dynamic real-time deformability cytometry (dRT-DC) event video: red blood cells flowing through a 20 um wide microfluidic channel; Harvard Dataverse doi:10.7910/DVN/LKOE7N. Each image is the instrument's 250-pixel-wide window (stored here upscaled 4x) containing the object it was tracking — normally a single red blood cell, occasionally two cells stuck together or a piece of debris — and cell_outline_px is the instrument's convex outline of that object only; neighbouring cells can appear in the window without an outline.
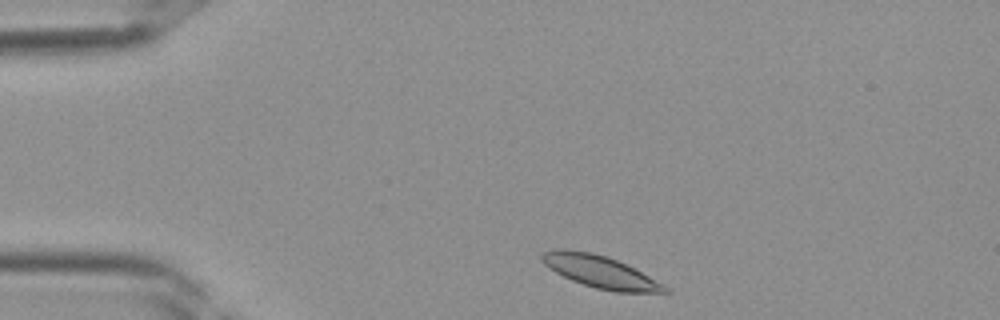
{"species": "Egyptian fruit bat (a non-hibernating species)", "species_latin": "Rousettus aegyptiacus", "temperature_condition": "room temperature", "stored_images_in_passage": 33, "camera_frame_rate_fps": 3000, "um_per_image_px": 0.085, "frame": {"image": 1, "passage_image": 1, "time_ms": 0.0, "image_size_px": [1000, 320], "cell_outline_px": [[672, 292], [616, 292], [596, 288], [572, 280], [556, 272], [544, 264], [540, 256], [544, 252], [556, 248], [564, 248], [592, 252], [616, 260], [664, 284]], "centroid_in_image_um": [50.99, 23.09], "position_along_channel_um": 34.0, "area_um2": 22.66}}
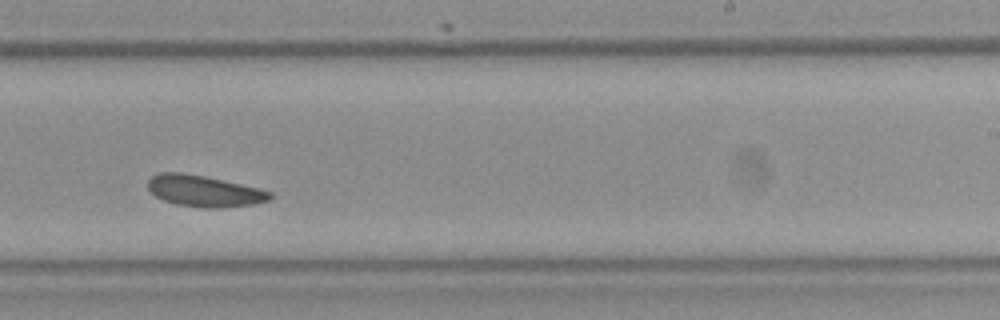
{"frame": {"image": 2, "passage_image": 18, "time_ms": 5.667, "image_size_px": [1000, 320], "cell_outline_px": [[272, 200], [252, 204], [220, 208], [204, 208], [176, 204], [164, 200], [156, 196], [148, 188], [148, 180], [152, 176], [160, 172], [180, 172], [204, 176], [260, 188], [272, 192]], "centroid_in_image_um": [17.38, 16.24], "position_along_channel_um": 271.6, "area_um2": 22.25}}
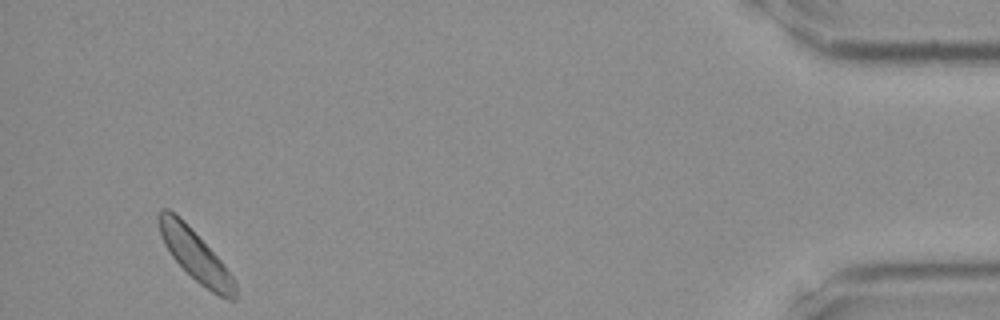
{"frame": {"image": 3, "passage_image": 31, "time_ms": 10.0, "image_size_px": [1000, 320], "cell_outline_px": [[236, 296], [232, 300], [228, 300], [212, 292], [200, 284], [172, 256], [164, 244], [160, 236], [156, 220], [156, 216], [160, 208], [168, 208], [180, 216], [184, 220], [224, 264], [232, 276], [236, 288]], "centroid_in_image_um": [16.55, 21.64], "position_along_channel_um": 418.7, "area_um2": 22.54}}